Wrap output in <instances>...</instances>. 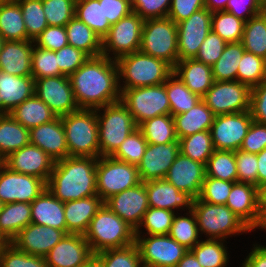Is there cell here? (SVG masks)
<instances>
[{"instance_id":"cell-1","label":"cell","mask_w":266,"mask_h":267,"mask_svg":"<svg viewBox=\"0 0 266 267\" xmlns=\"http://www.w3.org/2000/svg\"><path fill=\"white\" fill-rule=\"evenodd\" d=\"M79 109H98L121 100L118 67L104 55L89 59L69 76Z\"/></svg>"},{"instance_id":"cell-2","label":"cell","mask_w":266,"mask_h":267,"mask_svg":"<svg viewBox=\"0 0 266 267\" xmlns=\"http://www.w3.org/2000/svg\"><path fill=\"white\" fill-rule=\"evenodd\" d=\"M97 159L68 156L56 161L46 188L64 203L97 195Z\"/></svg>"},{"instance_id":"cell-3","label":"cell","mask_w":266,"mask_h":267,"mask_svg":"<svg viewBox=\"0 0 266 267\" xmlns=\"http://www.w3.org/2000/svg\"><path fill=\"white\" fill-rule=\"evenodd\" d=\"M192 211L202 239L227 241L253 232L226 205L206 203L195 198Z\"/></svg>"},{"instance_id":"cell-4","label":"cell","mask_w":266,"mask_h":267,"mask_svg":"<svg viewBox=\"0 0 266 267\" xmlns=\"http://www.w3.org/2000/svg\"><path fill=\"white\" fill-rule=\"evenodd\" d=\"M116 63L120 89L160 85L173 73V67L165 60L140 51L124 55Z\"/></svg>"},{"instance_id":"cell-5","label":"cell","mask_w":266,"mask_h":267,"mask_svg":"<svg viewBox=\"0 0 266 267\" xmlns=\"http://www.w3.org/2000/svg\"><path fill=\"white\" fill-rule=\"evenodd\" d=\"M93 254L123 248L135 243V229L112 212L104 203L90 221L84 234Z\"/></svg>"},{"instance_id":"cell-6","label":"cell","mask_w":266,"mask_h":267,"mask_svg":"<svg viewBox=\"0 0 266 267\" xmlns=\"http://www.w3.org/2000/svg\"><path fill=\"white\" fill-rule=\"evenodd\" d=\"M68 156L100 157L96 110L78 109L61 117Z\"/></svg>"},{"instance_id":"cell-7","label":"cell","mask_w":266,"mask_h":267,"mask_svg":"<svg viewBox=\"0 0 266 267\" xmlns=\"http://www.w3.org/2000/svg\"><path fill=\"white\" fill-rule=\"evenodd\" d=\"M95 110L98 122L100 156H111L138 126L121 101Z\"/></svg>"},{"instance_id":"cell-8","label":"cell","mask_w":266,"mask_h":267,"mask_svg":"<svg viewBox=\"0 0 266 267\" xmlns=\"http://www.w3.org/2000/svg\"><path fill=\"white\" fill-rule=\"evenodd\" d=\"M139 51L174 67L178 62L177 24L169 17L144 20Z\"/></svg>"},{"instance_id":"cell-9","label":"cell","mask_w":266,"mask_h":267,"mask_svg":"<svg viewBox=\"0 0 266 267\" xmlns=\"http://www.w3.org/2000/svg\"><path fill=\"white\" fill-rule=\"evenodd\" d=\"M120 91V101L127 107L137 126L150 118L171 114L164 83Z\"/></svg>"},{"instance_id":"cell-10","label":"cell","mask_w":266,"mask_h":267,"mask_svg":"<svg viewBox=\"0 0 266 267\" xmlns=\"http://www.w3.org/2000/svg\"><path fill=\"white\" fill-rule=\"evenodd\" d=\"M141 183L138 167L116 160L111 156H100L96 165L97 195L105 202L111 196Z\"/></svg>"},{"instance_id":"cell-11","label":"cell","mask_w":266,"mask_h":267,"mask_svg":"<svg viewBox=\"0 0 266 267\" xmlns=\"http://www.w3.org/2000/svg\"><path fill=\"white\" fill-rule=\"evenodd\" d=\"M143 24L144 20L132 11L111 25L108 34L102 39V55L116 61L124 55L139 51Z\"/></svg>"},{"instance_id":"cell-12","label":"cell","mask_w":266,"mask_h":267,"mask_svg":"<svg viewBox=\"0 0 266 267\" xmlns=\"http://www.w3.org/2000/svg\"><path fill=\"white\" fill-rule=\"evenodd\" d=\"M251 88L235 81H214L202 100L215 114H232L250 110Z\"/></svg>"},{"instance_id":"cell-13","label":"cell","mask_w":266,"mask_h":267,"mask_svg":"<svg viewBox=\"0 0 266 267\" xmlns=\"http://www.w3.org/2000/svg\"><path fill=\"white\" fill-rule=\"evenodd\" d=\"M143 267H176L188 251L169 235H135Z\"/></svg>"},{"instance_id":"cell-14","label":"cell","mask_w":266,"mask_h":267,"mask_svg":"<svg viewBox=\"0 0 266 267\" xmlns=\"http://www.w3.org/2000/svg\"><path fill=\"white\" fill-rule=\"evenodd\" d=\"M252 122L250 111L216 115L210 129L214 149L239 150Z\"/></svg>"},{"instance_id":"cell-15","label":"cell","mask_w":266,"mask_h":267,"mask_svg":"<svg viewBox=\"0 0 266 267\" xmlns=\"http://www.w3.org/2000/svg\"><path fill=\"white\" fill-rule=\"evenodd\" d=\"M34 94L45 102L57 117L79 109L68 76L35 79Z\"/></svg>"},{"instance_id":"cell-16","label":"cell","mask_w":266,"mask_h":267,"mask_svg":"<svg viewBox=\"0 0 266 267\" xmlns=\"http://www.w3.org/2000/svg\"><path fill=\"white\" fill-rule=\"evenodd\" d=\"M213 12L202 8L177 24L178 61L194 58L211 32Z\"/></svg>"},{"instance_id":"cell-17","label":"cell","mask_w":266,"mask_h":267,"mask_svg":"<svg viewBox=\"0 0 266 267\" xmlns=\"http://www.w3.org/2000/svg\"><path fill=\"white\" fill-rule=\"evenodd\" d=\"M45 189L43 179L12 171L5 165L0 169V201L3 204L31 203Z\"/></svg>"},{"instance_id":"cell-18","label":"cell","mask_w":266,"mask_h":267,"mask_svg":"<svg viewBox=\"0 0 266 267\" xmlns=\"http://www.w3.org/2000/svg\"><path fill=\"white\" fill-rule=\"evenodd\" d=\"M104 203L136 230L142 222L144 213L149 208L145 183L141 182L135 187L115 194Z\"/></svg>"},{"instance_id":"cell-19","label":"cell","mask_w":266,"mask_h":267,"mask_svg":"<svg viewBox=\"0 0 266 267\" xmlns=\"http://www.w3.org/2000/svg\"><path fill=\"white\" fill-rule=\"evenodd\" d=\"M55 162L41 148L30 143L10 153L4 159V165L10 170L38 177L46 183L53 171Z\"/></svg>"},{"instance_id":"cell-20","label":"cell","mask_w":266,"mask_h":267,"mask_svg":"<svg viewBox=\"0 0 266 267\" xmlns=\"http://www.w3.org/2000/svg\"><path fill=\"white\" fill-rule=\"evenodd\" d=\"M179 153L178 139L165 144L148 143L141 163L137 166L141 182L165 179Z\"/></svg>"},{"instance_id":"cell-21","label":"cell","mask_w":266,"mask_h":267,"mask_svg":"<svg viewBox=\"0 0 266 267\" xmlns=\"http://www.w3.org/2000/svg\"><path fill=\"white\" fill-rule=\"evenodd\" d=\"M65 234L63 230L30 223L10 243L27 254L45 257Z\"/></svg>"},{"instance_id":"cell-22","label":"cell","mask_w":266,"mask_h":267,"mask_svg":"<svg viewBox=\"0 0 266 267\" xmlns=\"http://www.w3.org/2000/svg\"><path fill=\"white\" fill-rule=\"evenodd\" d=\"M93 255L84 235L65 234L45 256L48 267H82Z\"/></svg>"},{"instance_id":"cell-23","label":"cell","mask_w":266,"mask_h":267,"mask_svg":"<svg viewBox=\"0 0 266 267\" xmlns=\"http://www.w3.org/2000/svg\"><path fill=\"white\" fill-rule=\"evenodd\" d=\"M205 176V164L194 161L180 152L169 167L165 179L178 190L187 192L195 199L201 194Z\"/></svg>"},{"instance_id":"cell-24","label":"cell","mask_w":266,"mask_h":267,"mask_svg":"<svg viewBox=\"0 0 266 267\" xmlns=\"http://www.w3.org/2000/svg\"><path fill=\"white\" fill-rule=\"evenodd\" d=\"M225 205L255 233L261 222L258 187L250 183L235 182Z\"/></svg>"},{"instance_id":"cell-25","label":"cell","mask_w":266,"mask_h":267,"mask_svg":"<svg viewBox=\"0 0 266 267\" xmlns=\"http://www.w3.org/2000/svg\"><path fill=\"white\" fill-rule=\"evenodd\" d=\"M149 207L167 209L180 213L191 211L194 198L178 190L166 179L145 182Z\"/></svg>"},{"instance_id":"cell-26","label":"cell","mask_w":266,"mask_h":267,"mask_svg":"<svg viewBox=\"0 0 266 267\" xmlns=\"http://www.w3.org/2000/svg\"><path fill=\"white\" fill-rule=\"evenodd\" d=\"M29 143L41 148L53 160L68 157V147L61 117L29 129Z\"/></svg>"},{"instance_id":"cell-27","label":"cell","mask_w":266,"mask_h":267,"mask_svg":"<svg viewBox=\"0 0 266 267\" xmlns=\"http://www.w3.org/2000/svg\"><path fill=\"white\" fill-rule=\"evenodd\" d=\"M34 41H5L0 50V71L14 76H31Z\"/></svg>"},{"instance_id":"cell-28","label":"cell","mask_w":266,"mask_h":267,"mask_svg":"<svg viewBox=\"0 0 266 267\" xmlns=\"http://www.w3.org/2000/svg\"><path fill=\"white\" fill-rule=\"evenodd\" d=\"M30 205L31 223L50 226L67 234L64 202L57 199L47 188Z\"/></svg>"},{"instance_id":"cell-29","label":"cell","mask_w":266,"mask_h":267,"mask_svg":"<svg viewBox=\"0 0 266 267\" xmlns=\"http://www.w3.org/2000/svg\"><path fill=\"white\" fill-rule=\"evenodd\" d=\"M35 79L32 76H14L0 71V113H9L34 95Z\"/></svg>"},{"instance_id":"cell-30","label":"cell","mask_w":266,"mask_h":267,"mask_svg":"<svg viewBox=\"0 0 266 267\" xmlns=\"http://www.w3.org/2000/svg\"><path fill=\"white\" fill-rule=\"evenodd\" d=\"M173 73L180 78L192 93L201 98L214 83L212 66L194 58L178 61L173 67Z\"/></svg>"},{"instance_id":"cell-31","label":"cell","mask_w":266,"mask_h":267,"mask_svg":"<svg viewBox=\"0 0 266 267\" xmlns=\"http://www.w3.org/2000/svg\"><path fill=\"white\" fill-rule=\"evenodd\" d=\"M104 201L98 196H89L64 203L67 234L84 235L90 221L102 207Z\"/></svg>"},{"instance_id":"cell-32","label":"cell","mask_w":266,"mask_h":267,"mask_svg":"<svg viewBox=\"0 0 266 267\" xmlns=\"http://www.w3.org/2000/svg\"><path fill=\"white\" fill-rule=\"evenodd\" d=\"M215 114L200 100L193 108L185 113L174 115L177 139L210 130Z\"/></svg>"},{"instance_id":"cell-33","label":"cell","mask_w":266,"mask_h":267,"mask_svg":"<svg viewBox=\"0 0 266 267\" xmlns=\"http://www.w3.org/2000/svg\"><path fill=\"white\" fill-rule=\"evenodd\" d=\"M30 223V203H5L0 212V237L3 241L10 243Z\"/></svg>"},{"instance_id":"cell-34","label":"cell","mask_w":266,"mask_h":267,"mask_svg":"<svg viewBox=\"0 0 266 267\" xmlns=\"http://www.w3.org/2000/svg\"><path fill=\"white\" fill-rule=\"evenodd\" d=\"M8 114L27 129L51 122L57 117L35 94L14 107Z\"/></svg>"},{"instance_id":"cell-35","label":"cell","mask_w":266,"mask_h":267,"mask_svg":"<svg viewBox=\"0 0 266 267\" xmlns=\"http://www.w3.org/2000/svg\"><path fill=\"white\" fill-rule=\"evenodd\" d=\"M65 29L68 45L82 50L90 57L102 55V39L77 17L74 16Z\"/></svg>"},{"instance_id":"cell-36","label":"cell","mask_w":266,"mask_h":267,"mask_svg":"<svg viewBox=\"0 0 266 267\" xmlns=\"http://www.w3.org/2000/svg\"><path fill=\"white\" fill-rule=\"evenodd\" d=\"M28 144L29 129L8 113H0V156L5 159L10 153Z\"/></svg>"},{"instance_id":"cell-37","label":"cell","mask_w":266,"mask_h":267,"mask_svg":"<svg viewBox=\"0 0 266 267\" xmlns=\"http://www.w3.org/2000/svg\"><path fill=\"white\" fill-rule=\"evenodd\" d=\"M0 35L5 41L27 40L22 10L16 0L0 3Z\"/></svg>"},{"instance_id":"cell-38","label":"cell","mask_w":266,"mask_h":267,"mask_svg":"<svg viewBox=\"0 0 266 267\" xmlns=\"http://www.w3.org/2000/svg\"><path fill=\"white\" fill-rule=\"evenodd\" d=\"M229 243V240L201 239L191 251L202 267H230Z\"/></svg>"},{"instance_id":"cell-39","label":"cell","mask_w":266,"mask_h":267,"mask_svg":"<svg viewBox=\"0 0 266 267\" xmlns=\"http://www.w3.org/2000/svg\"><path fill=\"white\" fill-rule=\"evenodd\" d=\"M75 17L84 22L101 39H103L110 30V23L104 17L103 1L99 0H76Z\"/></svg>"},{"instance_id":"cell-40","label":"cell","mask_w":266,"mask_h":267,"mask_svg":"<svg viewBox=\"0 0 266 267\" xmlns=\"http://www.w3.org/2000/svg\"><path fill=\"white\" fill-rule=\"evenodd\" d=\"M164 85L172 116L187 112L202 100L200 96L192 93L174 73L167 78Z\"/></svg>"},{"instance_id":"cell-41","label":"cell","mask_w":266,"mask_h":267,"mask_svg":"<svg viewBox=\"0 0 266 267\" xmlns=\"http://www.w3.org/2000/svg\"><path fill=\"white\" fill-rule=\"evenodd\" d=\"M245 52L242 42L227 43L222 55L212 65L214 81H235L239 62Z\"/></svg>"},{"instance_id":"cell-42","label":"cell","mask_w":266,"mask_h":267,"mask_svg":"<svg viewBox=\"0 0 266 267\" xmlns=\"http://www.w3.org/2000/svg\"><path fill=\"white\" fill-rule=\"evenodd\" d=\"M138 128L146 141L151 144H165L177 140L175 122L171 114L150 118L141 123Z\"/></svg>"},{"instance_id":"cell-43","label":"cell","mask_w":266,"mask_h":267,"mask_svg":"<svg viewBox=\"0 0 266 267\" xmlns=\"http://www.w3.org/2000/svg\"><path fill=\"white\" fill-rule=\"evenodd\" d=\"M168 235L191 250L202 239L194 212L191 210L176 213Z\"/></svg>"},{"instance_id":"cell-44","label":"cell","mask_w":266,"mask_h":267,"mask_svg":"<svg viewBox=\"0 0 266 267\" xmlns=\"http://www.w3.org/2000/svg\"><path fill=\"white\" fill-rule=\"evenodd\" d=\"M241 42L245 51L266 60V16L263 13L255 15L245 22Z\"/></svg>"},{"instance_id":"cell-45","label":"cell","mask_w":266,"mask_h":267,"mask_svg":"<svg viewBox=\"0 0 266 267\" xmlns=\"http://www.w3.org/2000/svg\"><path fill=\"white\" fill-rule=\"evenodd\" d=\"M179 144L183 155L205 165L215 150L210 130L183 137L179 139Z\"/></svg>"},{"instance_id":"cell-46","label":"cell","mask_w":266,"mask_h":267,"mask_svg":"<svg viewBox=\"0 0 266 267\" xmlns=\"http://www.w3.org/2000/svg\"><path fill=\"white\" fill-rule=\"evenodd\" d=\"M175 214L167 209L149 207L135 230V235H168Z\"/></svg>"},{"instance_id":"cell-47","label":"cell","mask_w":266,"mask_h":267,"mask_svg":"<svg viewBox=\"0 0 266 267\" xmlns=\"http://www.w3.org/2000/svg\"><path fill=\"white\" fill-rule=\"evenodd\" d=\"M205 170V177L237 182L235 152L215 149L205 165Z\"/></svg>"},{"instance_id":"cell-48","label":"cell","mask_w":266,"mask_h":267,"mask_svg":"<svg viewBox=\"0 0 266 267\" xmlns=\"http://www.w3.org/2000/svg\"><path fill=\"white\" fill-rule=\"evenodd\" d=\"M245 21L227 11H216L212 14L211 30L227 43L241 42Z\"/></svg>"},{"instance_id":"cell-49","label":"cell","mask_w":266,"mask_h":267,"mask_svg":"<svg viewBox=\"0 0 266 267\" xmlns=\"http://www.w3.org/2000/svg\"><path fill=\"white\" fill-rule=\"evenodd\" d=\"M266 80V60L245 51L238 65L237 81L250 88Z\"/></svg>"},{"instance_id":"cell-50","label":"cell","mask_w":266,"mask_h":267,"mask_svg":"<svg viewBox=\"0 0 266 267\" xmlns=\"http://www.w3.org/2000/svg\"><path fill=\"white\" fill-rule=\"evenodd\" d=\"M21 7L27 40L34 41L48 26L42 0H16Z\"/></svg>"},{"instance_id":"cell-51","label":"cell","mask_w":266,"mask_h":267,"mask_svg":"<svg viewBox=\"0 0 266 267\" xmlns=\"http://www.w3.org/2000/svg\"><path fill=\"white\" fill-rule=\"evenodd\" d=\"M103 267H143L136 243L123 248L107 249L96 254Z\"/></svg>"},{"instance_id":"cell-52","label":"cell","mask_w":266,"mask_h":267,"mask_svg":"<svg viewBox=\"0 0 266 267\" xmlns=\"http://www.w3.org/2000/svg\"><path fill=\"white\" fill-rule=\"evenodd\" d=\"M147 145L148 142L144 138L142 131L137 128L128 135L111 157L138 166L141 163Z\"/></svg>"},{"instance_id":"cell-53","label":"cell","mask_w":266,"mask_h":267,"mask_svg":"<svg viewBox=\"0 0 266 267\" xmlns=\"http://www.w3.org/2000/svg\"><path fill=\"white\" fill-rule=\"evenodd\" d=\"M57 64L56 51L33 45L31 76L34 79L63 75Z\"/></svg>"},{"instance_id":"cell-54","label":"cell","mask_w":266,"mask_h":267,"mask_svg":"<svg viewBox=\"0 0 266 267\" xmlns=\"http://www.w3.org/2000/svg\"><path fill=\"white\" fill-rule=\"evenodd\" d=\"M48 26H66L75 16L76 0H42Z\"/></svg>"},{"instance_id":"cell-55","label":"cell","mask_w":266,"mask_h":267,"mask_svg":"<svg viewBox=\"0 0 266 267\" xmlns=\"http://www.w3.org/2000/svg\"><path fill=\"white\" fill-rule=\"evenodd\" d=\"M0 267H48L45 257L34 256L6 243L0 254Z\"/></svg>"},{"instance_id":"cell-56","label":"cell","mask_w":266,"mask_h":267,"mask_svg":"<svg viewBox=\"0 0 266 267\" xmlns=\"http://www.w3.org/2000/svg\"><path fill=\"white\" fill-rule=\"evenodd\" d=\"M234 183L205 177L198 199L206 203L225 205Z\"/></svg>"},{"instance_id":"cell-57","label":"cell","mask_w":266,"mask_h":267,"mask_svg":"<svg viewBox=\"0 0 266 267\" xmlns=\"http://www.w3.org/2000/svg\"><path fill=\"white\" fill-rule=\"evenodd\" d=\"M89 55L82 50L67 45L56 51L58 67L64 76H70L80 68L88 59Z\"/></svg>"},{"instance_id":"cell-58","label":"cell","mask_w":266,"mask_h":267,"mask_svg":"<svg viewBox=\"0 0 266 267\" xmlns=\"http://www.w3.org/2000/svg\"><path fill=\"white\" fill-rule=\"evenodd\" d=\"M235 159L237 166V182L250 183L257 187V154L239 149L235 151Z\"/></svg>"},{"instance_id":"cell-59","label":"cell","mask_w":266,"mask_h":267,"mask_svg":"<svg viewBox=\"0 0 266 267\" xmlns=\"http://www.w3.org/2000/svg\"><path fill=\"white\" fill-rule=\"evenodd\" d=\"M226 44V41L211 30L194 59L212 66L222 55Z\"/></svg>"},{"instance_id":"cell-60","label":"cell","mask_w":266,"mask_h":267,"mask_svg":"<svg viewBox=\"0 0 266 267\" xmlns=\"http://www.w3.org/2000/svg\"><path fill=\"white\" fill-rule=\"evenodd\" d=\"M172 0H135L132 11L143 20L168 16Z\"/></svg>"},{"instance_id":"cell-61","label":"cell","mask_w":266,"mask_h":267,"mask_svg":"<svg viewBox=\"0 0 266 267\" xmlns=\"http://www.w3.org/2000/svg\"><path fill=\"white\" fill-rule=\"evenodd\" d=\"M34 44L40 48L58 51L68 45L65 26H47L34 40Z\"/></svg>"},{"instance_id":"cell-62","label":"cell","mask_w":266,"mask_h":267,"mask_svg":"<svg viewBox=\"0 0 266 267\" xmlns=\"http://www.w3.org/2000/svg\"><path fill=\"white\" fill-rule=\"evenodd\" d=\"M266 148V124L253 121L243 139L240 150L258 154Z\"/></svg>"},{"instance_id":"cell-63","label":"cell","mask_w":266,"mask_h":267,"mask_svg":"<svg viewBox=\"0 0 266 267\" xmlns=\"http://www.w3.org/2000/svg\"><path fill=\"white\" fill-rule=\"evenodd\" d=\"M249 111L253 121L266 124V80L251 88Z\"/></svg>"},{"instance_id":"cell-64","label":"cell","mask_w":266,"mask_h":267,"mask_svg":"<svg viewBox=\"0 0 266 267\" xmlns=\"http://www.w3.org/2000/svg\"><path fill=\"white\" fill-rule=\"evenodd\" d=\"M205 8V0H172L168 16L176 24Z\"/></svg>"},{"instance_id":"cell-65","label":"cell","mask_w":266,"mask_h":267,"mask_svg":"<svg viewBox=\"0 0 266 267\" xmlns=\"http://www.w3.org/2000/svg\"><path fill=\"white\" fill-rule=\"evenodd\" d=\"M224 11L234 14L245 22L262 13L259 0H228Z\"/></svg>"},{"instance_id":"cell-66","label":"cell","mask_w":266,"mask_h":267,"mask_svg":"<svg viewBox=\"0 0 266 267\" xmlns=\"http://www.w3.org/2000/svg\"><path fill=\"white\" fill-rule=\"evenodd\" d=\"M103 1L104 17L110 25L115 24L123 17L132 12L131 5L124 0H99Z\"/></svg>"},{"instance_id":"cell-67","label":"cell","mask_w":266,"mask_h":267,"mask_svg":"<svg viewBox=\"0 0 266 267\" xmlns=\"http://www.w3.org/2000/svg\"><path fill=\"white\" fill-rule=\"evenodd\" d=\"M266 244V243H265ZM260 242H253L250 252L238 263L239 267H266V245Z\"/></svg>"},{"instance_id":"cell-68","label":"cell","mask_w":266,"mask_h":267,"mask_svg":"<svg viewBox=\"0 0 266 267\" xmlns=\"http://www.w3.org/2000/svg\"><path fill=\"white\" fill-rule=\"evenodd\" d=\"M258 160V176H257V187L266 183V148L257 154Z\"/></svg>"},{"instance_id":"cell-69","label":"cell","mask_w":266,"mask_h":267,"mask_svg":"<svg viewBox=\"0 0 266 267\" xmlns=\"http://www.w3.org/2000/svg\"><path fill=\"white\" fill-rule=\"evenodd\" d=\"M176 267H202L191 250H188Z\"/></svg>"},{"instance_id":"cell-70","label":"cell","mask_w":266,"mask_h":267,"mask_svg":"<svg viewBox=\"0 0 266 267\" xmlns=\"http://www.w3.org/2000/svg\"><path fill=\"white\" fill-rule=\"evenodd\" d=\"M258 208L262 220L266 216V183L258 187Z\"/></svg>"},{"instance_id":"cell-71","label":"cell","mask_w":266,"mask_h":267,"mask_svg":"<svg viewBox=\"0 0 266 267\" xmlns=\"http://www.w3.org/2000/svg\"><path fill=\"white\" fill-rule=\"evenodd\" d=\"M228 0H205V8L211 12L224 11Z\"/></svg>"},{"instance_id":"cell-72","label":"cell","mask_w":266,"mask_h":267,"mask_svg":"<svg viewBox=\"0 0 266 267\" xmlns=\"http://www.w3.org/2000/svg\"><path fill=\"white\" fill-rule=\"evenodd\" d=\"M82 267H103L101 259L93 254Z\"/></svg>"},{"instance_id":"cell-73","label":"cell","mask_w":266,"mask_h":267,"mask_svg":"<svg viewBox=\"0 0 266 267\" xmlns=\"http://www.w3.org/2000/svg\"><path fill=\"white\" fill-rule=\"evenodd\" d=\"M256 230L257 231H255V232H257V233H258V231H261V232L263 231L266 233V216L261 220L260 225L258 226V228Z\"/></svg>"},{"instance_id":"cell-74","label":"cell","mask_w":266,"mask_h":267,"mask_svg":"<svg viewBox=\"0 0 266 267\" xmlns=\"http://www.w3.org/2000/svg\"><path fill=\"white\" fill-rule=\"evenodd\" d=\"M262 13L266 10V0H259Z\"/></svg>"},{"instance_id":"cell-75","label":"cell","mask_w":266,"mask_h":267,"mask_svg":"<svg viewBox=\"0 0 266 267\" xmlns=\"http://www.w3.org/2000/svg\"><path fill=\"white\" fill-rule=\"evenodd\" d=\"M4 42H5L4 38L0 35V50L2 49Z\"/></svg>"},{"instance_id":"cell-76","label":"cell","mask_w":266,"mask_h":267,"mask_svg":"<svg viewBox=\"0 0 266 267\" xmlns=\"http://www.w3.org/2000/svg\"><path fill=\"white\" fill-rule=\"evenodd\" d=\"M126 1L128 4H130L131 6L134 4L135 0H124Z\"/></svg>"},{"instance_id":"cell-77","label":"cell","mask_w":266,"mask_h":267,"mask_svg":"<svg viewBox=\"0 0 266 267\" xmlns=\"http://www.w3.org/2000/svg\"><path fill=\"white\" fill-rule=\"evenodd\" d=\"M4 165V159L0 156V169Z\"/></svg>"},{"instance_id":"cell-78","label":"cell","mask_w":266,"mask_h":267,"mask_svg":"<svg viewBox=\"0 0 266 267\" xmlns=\"http://www.w3.org/2000/svg\"><path fill=\"white\" fill-rule=\"evenodd\" d=\"M7 242L3 241L2 238L0 237V245H5Z\"/></svg>"},{"instance_id":"cell-79","label":"cell","mask_w":266,"mask_h":267,"mask_svg":"<svg viewBox=\"0 0 266 267\" xmlns=\"http://www.w3.org/2000/svg\"><path fill=\"white\" fill-rule=\"evenodd\" d=\"M2 206H3V203L0 201V212H1Z\"/></svg>"},{"instance_id":"cell-80","label":"cell","mask_w":266,"mask_h":267,"mask_svg":"<svg viewBox=\"0 0 266 267\" xmlns=\"http://www.w3.org/2000/svg\"><path fill=\"white\" fill-rule=\"evenodd\" d=\"M3 246H4V245H0V254H1V251H2Z\"/></svg>"}]
</instances>
